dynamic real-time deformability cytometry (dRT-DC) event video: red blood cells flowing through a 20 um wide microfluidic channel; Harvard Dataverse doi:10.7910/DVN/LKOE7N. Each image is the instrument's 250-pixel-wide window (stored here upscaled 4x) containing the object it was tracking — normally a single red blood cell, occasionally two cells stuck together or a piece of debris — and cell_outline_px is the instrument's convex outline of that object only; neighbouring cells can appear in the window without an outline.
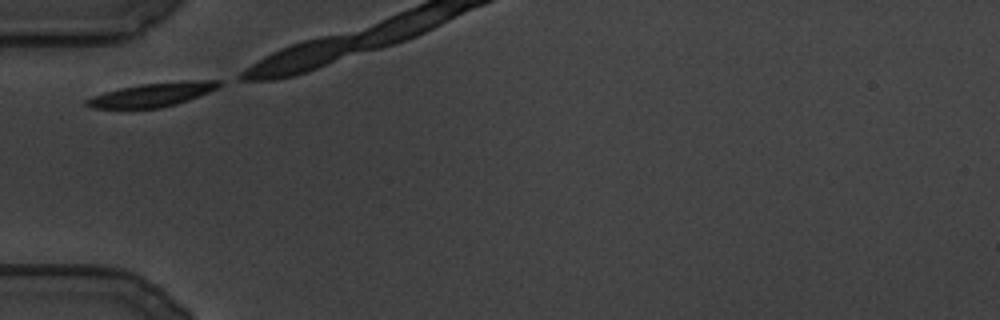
{"species": "common noctule bat (a hibernating species)", "species_latin": "Nyctalus noctula", "temperature_condition": "cold", "stored_images_in_passage": 9, "camera_frame_rate_fps": 3000, "um_per_image_px": 0.085, "animal": {"sex": "male", "body_mass_g": 19.5, "forearm_length_mm": 54.6}, "frame": {"image": 1, "passage_image": 1, "time_ms": 0.0, "image_size_px": [1000, 320], "cell_outline_px": [[220, 84], [216, 88], [208, 92], [188, 100], [176, 104], [160, 108], [92, 108], [84, 104], [84, 100], [92, 96], [120, 88], [140, 84], [204, 80], [220, 80]], "centroid_in_image_um": [12.89, 8.06], "position_along_channel_um": 72.1, "area_um2": 17.98}}